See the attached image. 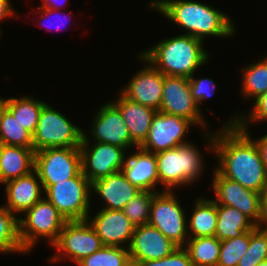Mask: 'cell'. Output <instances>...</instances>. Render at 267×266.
<instances>
[{
	"instance_id": "obj_1",
	"label": "cell",
	"mask_w": 267,
	"mask_h": 266,
	"mask_svg": "<svg viewBox=\"0 0 267 266\" xmlns=\"http://www.w3.org/2000/svg\"><path fill=\"white\" fill-rule=\"evenodd\" d=\"M205 134V149H211L218 159L216 170L244 188L261 193L267 186V172L248 129L224 125L218 132Z\"/></svg>"
},
{
	"instance_id": "obj_2",
	"label": "cell",
	"mask_w": 267,
	"mask_h": 266,
	"mask_svg": "<svg viewBox=\"0 0 267 266\" xmlns=\"http://www.w3.org/2000/svg\"><path fill=\"white\" fill-rule=\"evenodd\" d=\"M148 7L184 28L187 31L184 34L203 42L208 36H233L237 29L227 12L196 0H153Z\"/></svg>"
},
{
	"instance_id": "obj_3",
	"label": "cell",
	"mask_w": 267,
	"mask_h": 266,
	"mask_svg": "<svg viewBox=\"0 0 267 266\" xmlns=\"http://www.w3.org/2000/svg\"><path fill=\"white\" fill-rule=\"evenodd\" d=\"M203 43L193 36L181 34L163 39L140 54L164 75L189 79L209 60Z\"/></svg>"
},
{
	"instance_id": "obj_4",
	"label": "cell",
	"mask_w": 267,
	"mask_h": 266,
	"mask_svg": "<svg viewBox=\"0 0 267 266\" xmlns=\"http://www.w3.org/2000/svg\"><path fill=\"white\" fill-rule=\"evenodd\" d=\"M188 142L155 154L157 174L163 191H173L180 185L192 184L202 176L203 156L200 150Z\"/></svg>"
},
{
	"instance_id": "obj_5",
	"label": "cell",
	"mask_w": 267,
	"mask_h": 266,
	"mask_svg": "<svg viewBox=\"0 0 267 266\" xmlns=\"http://www.w3.org/2000/svg\"><path fill=\"white\" fill-rule=\"evenodd\" d=\"M23 216L25 218H18L19 238L26 253L31 251L42 237L52 246L67 221L45 196L25 211Z\"/></svg>"
},
{
	"instance_id": "obj_6",
	"label": "cell",
	"mask_w": 267,
	"mask_h": 266,
	"mask_svg": "<svg viewBox=\"0 0 267 266\" xmlns=\"http://www.w3.org/2000/svg\"><path fill=\"white\" fill-rule=\"evenodd\" d=\"M45 198L67 220H86L90 215L91 182L82 170L73 178L43 186Z\"/></svg>"
},
{
	"instance_id": "obj_7",
	"label": "cell",
	"mask_w": 267,
	"mask_h": 266,
	"mask_svg": "<svg viewBox=\"0 0 267 266\" xmlns=\"http://www.w3.org/2000/svg\"><path fill=\"white\" fill-rule=\"evenodd\" d=\"M33 136V149L39 151L56 147H80L83 129L49 104L42 107Z\"/></svg>"
},
{
	"instance_id": "obj_8",
	"label": "cell",
	"mask_w": 267,
	"mask_h": 266,
	"mask_svg": "<svg viewBox=\"0 0 267 266\" xmlns=\"http://www.w3.org/2000/svg\"><path fill=\"white\" fill-rule=\"evenodd\" d=\"M103 246L96 230L87 219L66 221L57 241L51 246L57 253L51 256L50 262L69 258L77 264Z\"/></svg>"
},
{
	"instance_id": "obj_9",
	"label": "cell",
	"mask_w": 267,
	"mask_h": 266,
	"mask_svg": "<svg viewBox=\"0 0 267 266\" xmlns=\"http://www.w3.org/2000/svg\"><path fill=\"white\" fill-rule=\"evenodd\" d=\"M173 191L157 192L151 203L148 224L179 247L188 240L187 216Z\"/></svg>"
},
{
	"instance_id": "obj_10",
	"label": "cell",
	"mask_w": 267,
	"mask_h": 266,
	"mask_svg": "<svg viewBox=\"0 0 267 266\" xmlns=\"http://www.w3.org/2000/svg\"><path fill=\"white\" fill-rule=\"evenodd\" d=\"M34 170L42 186H51L73 178L82 170L80 147H56L36 151Z\"/></svg>"
},
{
	"instance_id": "obj_11",
	"label": "cell",
	"mask_w": 267,
	"mask_h": 266,
	"mask_svg": "<svg viewBox=\"0 0 267 266\" xmlns=\"http://www.w3.org/2000/svg\"><path fill=\"white\" fill-rule=\"evenodd\" d=\"M90 140L83 131V139L80 145L81 167L83 175L92 183L108 175L122 171L126 151L123 148L108 143L95 142Z\"/></svg>"
},
{
	"instance_id": "obj_12",
	"label": "cell",
	"mask_w": 267,
	"mask_h": 266,
	"mask_svg": "<svg viewBox=\"0 0 267 266\" xmlns=\"http://www.w3.org/2000/svg\"><path fill=\"white\" fill-rule=\"evenodd\" d=\"M159 112L186 118L195 126L201 125L207 129L201 109L192 97L188 78L164 75Z\"/></svg>"
},
{
	"instance_id": "obj_13",
	"label": "cell",
	"mask_w": 267,
	"mask_h": 266,
	"mask_svg": "<svg viewBox=\"0 0 267 266\" xmlns=\"http://www.w3.org/2000/svg\"><path fill=\"white\" fill-rule=\"evenodd\" d=\"M194 124L186 118L157 111L153 117L149 134L140 148L150 153L174 149L188 143L184 139L189 127Z\"/></svg>"
},
{
	"instance_id": "obj_14",
	"label": "cell",
	"mask_w": 267,
	"mask_h": 266,
	"mask_svg": "<svg viewBox=\"0 0 267 266\" xmlns=\"http://www.w3.org/2000/svg\"><path fill=\"white\" fill-rule=\"evenodd\" d=\"M212 189L217 205L237 208L249 217L257 226L261 220V193L244 188L238 182L221 175L217 170L213 173Z\"/></svg>"
},
{
	"instance_id": "obj_15",
	"label": "cell",
	"mask_w": 267,
	"mask_h": 266,
	"mask_svg": "<svg viewBox=\"0 0 267 266\" xmlns=\"http://www.w3.org/2000/svg\"><path fill=\"white\" fill-rule=\"evenodd\" d=\"M92 118L90 134L95 142L108 143L125 151L132 146L138 147L131 140L120 110L112 102L101 105Z\"/></svg>"
},
{
	"instance_id": "obj_16",
	"label": "cell",
	"mask_w": 267,
	"mask_h": 266,
	"mask_svg": "<svg viewBox=\"0 0 267 266\" xmlns=\"http://www.w3.org/2000/svg\"><path fill=\"white\" fill-rule=\"evenodd\" d=\"M145 67L135 73L128 85L120 93L127 99L160 110L163 92L164 74L155 68L141 54H138Z\"/></svg>"
},
{
	"instance_id": "obj_17",
	"label": "cell",
	"mask_w": 267,
	"mask_h": 266,
	"mask_svg": "<svg viewBox=\"0 0 267 266\" xmlns=\"http://www.w3.org/2000/svg\"><path fill=\"white\" fill-rule=\"evenodd\" d=\"M179 246L151 225L137 226L128 247L131 261L162 259Z\"/></svg>"
},
{
	"instance_id": "obj_18",
	"label": "cell",
	"mask_w": 267,
	"mask_h": 266,
	"mask_svg": "<svg viewBox=\"0 0 267 266\" xmlns=\"http://www.w3.org/2000/svg\"><path fill=\"white\" fill-rule=\"evenodd\" d=\"M87 220L96 230L103 245L121 247L127 243L126 247H129L135 226L122 210L101 209L92 219L88 216Z\"/></svg>"
},
{
	"instance_id": "obj_19",
	"label": "cell",
	"mask_w": 267,
	"mask_h": 266,
	"mask_svg": "<svg viewBox=\"0 0 267 266\" xmlns=\"http://www.w3.org/2000/svg\"><path fill=\"white\" fill-rule=\"evenodd\" d=\"M4 184L7 198L4 206L13 214L24 213L44 197L42 182L35 170Z\"/></svg>"
},
{
	"instance_id": "obj_20",
	"label": "cell",
	"mask_w": 267,
	"mask_h": 266,
	"mask_svg": "<svg viewBox=\"0 0 267 266\" xmlns=\"http://www.w3.org/2000/svg\"><path fill=\"white\" fill-rule=\"evenodd\" d=\"M91 190L104 200L102 209L109 210H123L126 203L142 191L122 171L95 180L91 183Z\"/></svg>"
},
{
	"instance_id": "obj_21",
	"label": "cell",
	"mask_w": 267,
	"mask_h": 266,
	"mask_svg": "<svg viewBox=\"0 0 267 266\" xmlns=\"http://www.w3.org/2000/svg\"><path fill=\"white\" fill-rule=\"evenodd\" d=\"M137 150L128 157L126 155L122 172L140 190L159 192L160 190H154L159 183L155 154L144 151L140 147H137Z\"/></svg>"
},
{
	"instance_id": "obj_22",
	"label": "cell",
	"mask_w": 267,
	"mask_h": 266,
	"mask_svg": "<svg viewBox=\"0 0 267 266\" xmlns=\"http://www.w3.org/2000/svg\"><path fill=\"white\" fill-rule=\"evenodd\" d=\"M112 103L120 110L128 127L131 140L140 147L147 139L156 110L133 102L121 93Z\"/></svg>"
},
{
	"instance_id": "obj_23",
	"label": "cell",
	"mask_w": 267,
	"mask_h": 266,
	"mask_svg": "<svg viewBox=\"0 0 267 266\" xmlns=\"http://www.w3.org/2000/svg\"><path fill=\"white\" fill-rule=\"evenodd\" d=\"M33 148L2 144L0 183L26 175L34 170Z\"/></svg>"
},
{
	"instance_id": "obj_24",
	"label": "cell",
	"mask_w": 267,
	"mask_h": 266,
	"mask_svg": "<svg viewBox=\"0 0 267 266\" xmlns=\"http://www.w3.org/2000/svg\"><path fill=\"white\" fill-rule=\"evenodd\" d=\"M257 225L237 208L217 205V226L215 236L220 240L240 236L253 230Z\"/></svg>"
},
{
	"instance_id": "obj_25",
	"label": "cell",
	"mask_w": 267,
	"mask_h": 266,
	"mask_svg": "<svg viewBox=\"0 0 267 266\" xmlns=\"http://www.w3.org/2000/svg\"><path fill=\"white\" fill-rule=\"evenodd\" d=\"M194 207L193 214L187 220L189 238L215 236L217 204L211 199L200 197L196 199Z\"/></svg>"
},
{
	"instance_id": "obj_26",
	"label": "cell",
	"mask_w": 267,
	"mask_h": 266,
	"mask_svg": "<svg viewBox=\"0 0 267 266\" xmlns=\"http://www.w3.org/2000/svg\"><path fill=\"white\" fill-rule=\"evenodd\" d=\"M46 103L32 96L8 98L7 110L32 135L35 133L42 107Z\"/></svg>"
},
{
	"instance_id": "obj_27",
	"label": "cell",
	"mask_w": 267,
	"mask_h": 266,
	"mask_svg": "<svg viewBox=\"0 0 267 266\" xmlns=\"http://www.w3.org/2000/svg\"><path fill=\"white\" fill-rule=\"evenodd\" d=\"M221 241L216 236L188 238L186 246L193 266H217Z\"/></svg>"
},
{
	"instance_id": "obj_28",
	"label": "cell",
	"mask_w": 267,
	"mask_h": 266,
	"mask_svg": "<svg viewBox=\"0 0 267 266\" xmlns=\"http://www.w3.org/2000/svg\"><path fill=\"white\" fill-rule=\"evenodd\" d=\"M241 93L246 99H256L267 92V56L242 69Z\"/></svg>"
},
{
	"instance_id": "obj_29",
	"label": "cell",
	"mask_w": 267,
	"mask_h": 266,
	"mask_svg": "<svg viewBox=\"0 0 267 266\" xmlns=\"http://www.w3.org/2000/svg\"><path fill=\"white\" fill-rule=\"evenodd\" d=\"M26 253L19 238V223L15 214L0 206V253Z\"/></svg>"
},
{
	"instance_id": "obj_30",
	"label": "cell",
	"mask_w": 267,
	"mask_h": 266,
	"mask_svg": "<svg viewBox=\"0 0 267 266\" xmlns=\"http://www.w3.org/2000/svg\"><path fill=\"white\" fill-rule=\"evenodd\" d=\"M131 264L127 247L104 245L100 250L80 260L77 266H130Z\"/></svg>"
},
{
	"instance_id": "obj_31",
	"label": "cell",
	"mask_w": 267,
	"mask_h": 266,
	"mask_svg": "<svg viewBox=\"0 0 267 266\" xmlns=\"http://www.w3.org/2000/svg\"><path fill=\"white\" fill-rule=\"evenodd\" d=\"M0 142L5 145L33 148V136L6 109L0 122Z\"/></svg>"
},
{
	"instance_id": "obj_32",
	"label": "cell",
	"mask_w": 267,
	"mask_h": 266,
	"mask_svg": "<svg viewBox=\"0 0 267 266\" xmlns=\"http://www.w3.org/2000/svg\"><path fill=\"white\" fill-rule=\"evenodd\" d=\"M250 231L238 237L221 241L217 266H237L241 257L248 250Z\"/></svg>"
},
{
	"instance_id": "obj_33",
	"label": "cell",
	"mask_w": 267,
	"mask_h": 266,
	"mask_svg": "<svg viewBox=\"0 0 267 266\" xmlns=\"http://www.w3.org/2000/svg\"><path fill=\"white\" fill-rule=\"evenodd\" d=\"M156 193L141 191L124 206L122 211L135 227L148 224L151 203Z\"/></svg>"
},
{
	"instance_id": "obj_34",
	"label": "cell",
	"mask_w": 267,
	"mask_h": 266,
	"mask_svg": "<svg viewBox=\"0 0 267 266\" xmlns=\"http://www.w3.org/2000/svg\"><path fill=\"white\" fill-rule=\"evenodd\" d=\"M267 260V230L256 226L250 231L248 250L241 257L237 266H256Z\"/></svg>"
},
{
	"instance_id": "obj_35",
	"label": "cell",
	"mask_w": 267,
	"mask_h": 266,
	"mask_svg": "<svg viewBox=\"0 0 267 266\" xmlns=\"http://www.w3.org/2000/svg\"><path fill=\"white\" fill-rule=\"evenodd\" d=\"M253 103L250 113L240 116L233 115L225 126H238L242 130H247L248 124L252 121L253 123L267 121V92L254 99Z\"/></svg>"
},
{
	"instance_id": "obj_36",
	"label": "cell",
	"mask_w": 267,
	"mask_h": 266,
	"mask_svg": "<svg viewBox=\"0 0 267 266\" xmlns=\"http://www.w3.org/2000/svg\"><path fill=\"white\" fill-rule=\"evenodd\" d=\"M134 266H193L187 251L178 247L172 254L162 259L131 261Z\"/></svg>"
},
{
	"instance_id": "obj_37",
	"label": "cell",
	"mask_w": 267,
	"mask_h": 266,
	"mask_svg": "<svg viewBox=\"0 0 267 266\" xmlns=\"http://www.w3.org/2000/svg\"><path fill=\"white\" fill-rule=\"evenodd\" d=\"M190 91L193 99L196 101L199 109L200 104L214 95L216 89V83L210 78H198L193 76L189 78Z\"/></svg>"
},
{
	"instance_id": "obj_38",
	"label": "cell",
	"mask_w": 267,
	"mask_h": 266,
	"mask_svg": "<svg viewBox=\"0 0 267 266\" xmlns=\"http://www.w3.org/2000/svg\"><path fill=\"white\" fill-rule=\"evenodd\" d=\"M37 10L39 11V13H41V15H39L41 18V20H44V22L47 20V19H49V17H50V15H52V13H54V14H56V12L57 11H59L58 12V14H60V10H54V9H49V8H43V7H39L38 6V8H37ZM58 16V15H57ZM72 16L70 15L69 16V18H71ZM57 18H59V17H57ZM62 18H64V19H67V17H63L62 16ZM60 19V18H59ZM58 20V19H57ZM49 21V20H48ZM48 21H47V23H48ZM50 22V21H49ZM42 23H43V21H42ZM55 23V22H54ZM53 22H50V25H49V27L51 28L53 25H56V27H55V30H60L61 29V27H60V25L62 26V24H64V22H61L60 23V25H59V23H57V24H54ZM52 25V26H51ZM48 26V25H47ZM49 28V29H50Z\"/></svg>"
},
{
	"instance_id": "obj_39",
	"label": "cell",
	"mask_w": 267,
	"mask_h": 266,
	"mask_svg": "<svg viewBox=\"0 0 267 266\" xmlns=\"http://www.w3.org/2000/svg\"><path fill=\"white\" fill-rule=\"evenodd\" d=\"M258 226L267 230V186L261 192V220Z\"/></svg>"
},
{
	"instance_id": "obj_40",
	"label": "cell",
	"mask_w": 267,
	"mask_h": 266,
	"mask_svg": "<svg viewBox=\"0 0 267 266\" xmlns=\"http://www.w3.org/2000/svg\"><path fill=\"white\" fill-rule=\"evenodd\" d=\"M10 0H0V22L5 18H11L14 15L13 7L10 3ZM1 27H0V36H1Z\"/></svg>"
},
{
	"instance_id": "obj_41",
	"label": "cell",
	"mask_w": 267,
	"mask_h": 266,
	"mask_svg": "<svg viewBox=\"0 0 267 266\" xmlns=\"http://www.w3.org/2000/svg\"><path fill=\"white\" fill-rule=\"evenodd\" d=\"M254 141L259 149L261 159L267 172V134L257 140L255 139Z\"/></svg>"
},
{
	"instance_id": "obj_42",
	"label": "cell",
	"mask_w": 267,
	"mask_h": 266,
	"mask_svg": "<svg viewBox=\"0 0 267 266\" xmlns=\"http://www.w3.org/2000/svg\"><path fill=\"white\" fill-rule=\"evenodd\" d=\"M41 1L43 2V4L40 5L39 7L49 8V9H54V10H60V8H62V5H64L63 0H62L63 3L59 2V0H41ZM60 3H61V5H60Z\"/></svg>"
},
{
	"instance_id": "obj_43",
	"label": "cell",
	"mask_w": 267,
	"mask_h": 266,
	"mask_svg": "<svg viewBox=\"0 0 267 266\" xmlns=\"http://www.w3.org/2000/svg\"><path fill=\"white\" fill-rule=\"evenodd\" d=\"M7 102H8V98H1L0 97V122H1V119H2L3 113L7 109Z\"/></svg>"
},
{
	"instance_id": "obj_44",
	"label": "cell",
	"mask_w": 267,
	"mask_h": 266,
	"mask_svg": "<svg viewBox=\"0 0 267 266\" xmlns=\"http://www.w3.org/2000/svg\"><path fill=\"white\" fill-rule=\"evenodd\" d=\"M256 266H267V260L266 261H263V262H260L258 265Z\"/></svg>"
},
{
	"instance_id": "obj_45",
	"label": "cell",
	"mask_w": 267,
	"mask_h": 266,
	"mask_svg": "<svg viewBox=\"0 0 267 266\" xmlns=\"http://www.w3.org/2000/svg\"><path fill=\"white\" fill-rule=\"evenodd\" d=\"M1 155H2V143L0 142V160H1Z\"/></svg>"
}]
</instances>
